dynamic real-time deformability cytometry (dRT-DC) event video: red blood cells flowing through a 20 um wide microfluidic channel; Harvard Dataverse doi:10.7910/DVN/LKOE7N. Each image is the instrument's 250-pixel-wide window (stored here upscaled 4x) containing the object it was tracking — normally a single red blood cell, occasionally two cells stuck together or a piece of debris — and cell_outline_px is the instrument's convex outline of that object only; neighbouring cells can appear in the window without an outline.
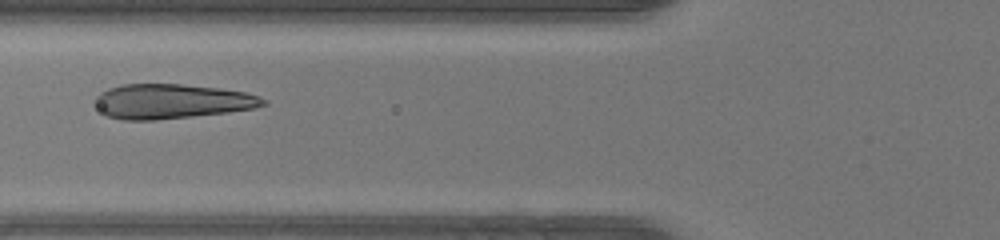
{"species": "human", "species_latin": "Homo sapiens", "temperature_condition": "warm", "stored_images_in_passage": 34, "camera_frame_rate_fps": 3000, "um_per_image_px": 0.085, "donor": {"sex": "female"}, "frame": {"image": 1, "passage_image": 12, "time_ms": 3.667, "image_size_px": [1000, 240], "cell_outline_px": [[268, 104], [252, 108], [228, 112], [192, 116], [152, 120], [124, 120], [104, 116], [100, 112], [96, 104], [96, 96], [100, 92], [108, 88], [120, 84], [180, 84], [220, 88], [244, 92], [268, 100]], "centroid_in_image_um": [14.54, 8.61], "position_along_channel_um": 111.3, "area_um2": 33.93}}
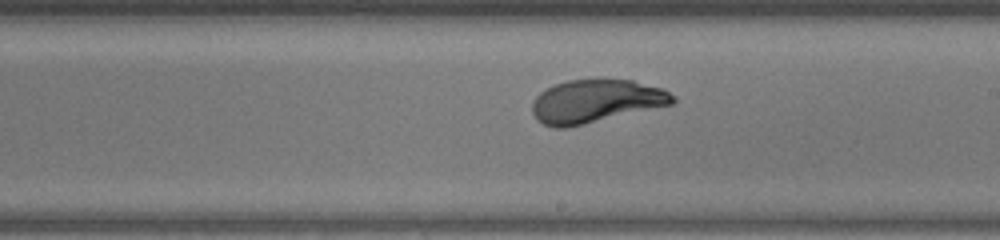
{"frame": {"image": 2, "passage_image": 21, "time_ms": 6.667, "image_size_px": [1000, 240], "cell_outline_px": [[676, 104], [584, 124], [564, 128], [556, 128], [544, 124], [536, 120], [532, 112], [532, 100], [540, 92], [556, 84], [568, 80], [596, 76], [632, 80], [664, 88], [676, 96]], "centroid_in_image_um": [50.7, 8.56], "position_along_channel_um": 238.3, "area_um2": 36.41}}
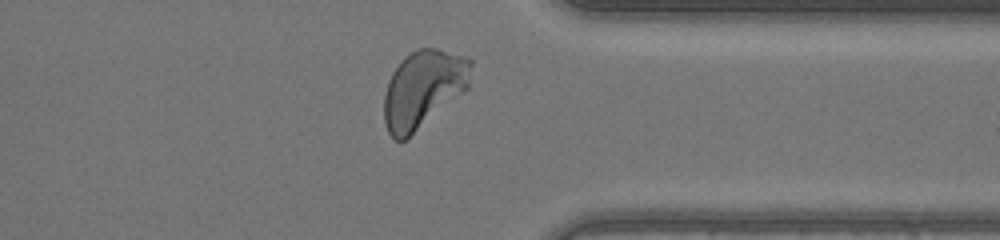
{"frame": {"image": 3, "passage_image": 31, "time_ms": 10.0, "image_size_px": [1000, 240], "cell_outline_px": [[472, 64], [468, 88], [464, 92], [408, 140], [396, 140], [388, 132], [384, 124], [384, 92], [388, 80], [392, 72], [404, 56], [416, 48], [436, 48], [464, 56], [472, 60]], "centroid_in_image_um": [35.96, 7.59], "position_along_channel_um": 375.4, "area_um2": 39.88}, "authors_computed_cell_mechanics": {"area_um2": 35.3158, "velocity_mm_per_s": 4.2573, "shape_relaxation_time_tau1_ms": 2.18, "shape_relaxation_time_tau2_ms": null, "deformation_change_tau1": 0.1801, "deformation_change_tau2": null}}